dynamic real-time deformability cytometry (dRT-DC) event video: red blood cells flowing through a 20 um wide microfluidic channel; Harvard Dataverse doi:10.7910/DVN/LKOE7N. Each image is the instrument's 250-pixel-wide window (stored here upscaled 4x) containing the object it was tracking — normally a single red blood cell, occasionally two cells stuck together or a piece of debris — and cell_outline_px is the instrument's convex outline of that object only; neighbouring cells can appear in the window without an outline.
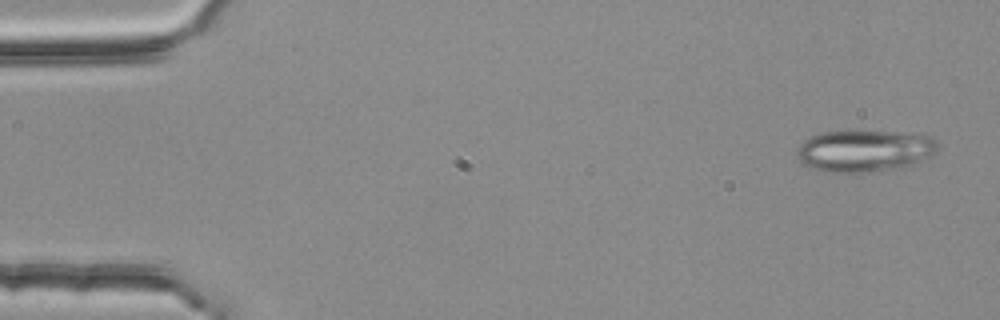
{"species": "common noctule bat (a hibernating species)", "species_latin": "Nyctalus noctula", "temperature_condition": "room temperature", "stored_images_in_passage": 4, "camera_frame_rate_fps": 3000, "um_per_image_px": 0.085, "animal": {"sex": "female", "body_mass_g": 25.1}, "frame": {"image": 1, "passage_image": 1, "time_ms": 0.0, "image_size_px": [1000, 320], "cell_outline_px": [[936, 152], [928, 156], [900, 168], [864, 172], [824, 172], [808, 168], [800, 160], [796, 152], [800, 144], [808, 136], [820, 132], [848, 128], [856, 128], [924, 132], [932, 136], [936, 144]], "centroid_in_image_um": [73.45, 12.73], "position_along_channel_um": 11.5, "area_um2": 35.89}}